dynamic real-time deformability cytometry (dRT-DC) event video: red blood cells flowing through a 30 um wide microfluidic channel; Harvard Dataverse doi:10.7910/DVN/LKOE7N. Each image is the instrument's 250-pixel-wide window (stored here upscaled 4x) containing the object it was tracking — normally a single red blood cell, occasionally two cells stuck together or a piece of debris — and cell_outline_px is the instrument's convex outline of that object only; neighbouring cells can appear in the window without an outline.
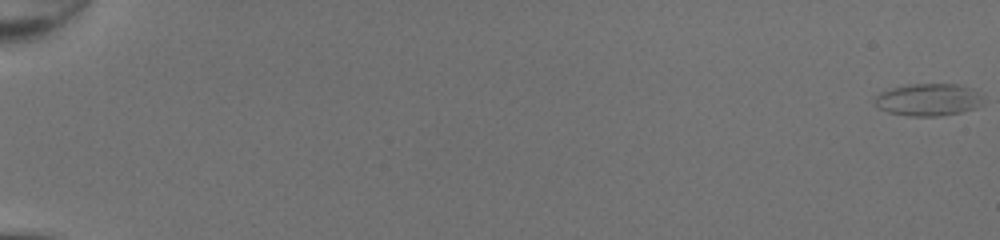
{"species": "common noctule bat (a hibernating species)", "species_latin": "Nyctalus noctula", "temperature_condition": "room temperature", "stored_images_in_passage": 52, "camera_frame_rate_fps": 3000, "um_per_image_px": 0.085, "animal": {"sex": "female", "body_mass_g": 20.0, "forearm_length_mm": 54.0}, "frame": {"image": 1, "passage_image": 1, "time_ms": 0.0, "image_size_px": [1000, 240], "cell_outline_px": [[984, 104], [976, 108], [960, 112], [940, 116], [908, 116], [888, 112], [880, 108], [876, 104], [876, 96], [880, 92], [892, 88], [908, 84], [956, 84], [972, 88], [980, 96]], "centroid_in_image_um": [78.93, 8.48], "position_along_channel_um": 6.1, "area_um2": 20.29}}
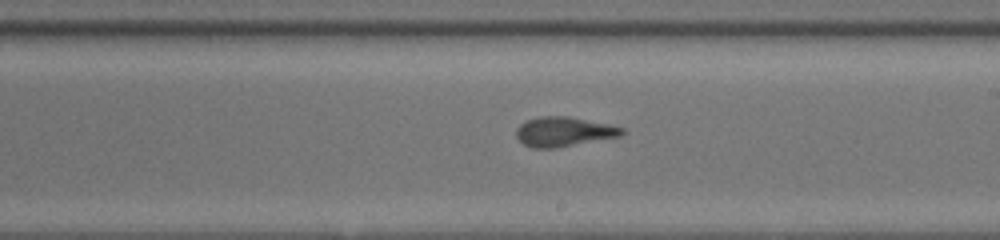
{"frame": {"image": 2, "passage_image": 33, "time_ms": 10.667, "image_size_px": [1000, 240], "cell_outline_px": [[628, 132], [620, 136], [552, 148], [532, 148], [524, 144], [516, 136], [516, 128], [520, 124], [528, 120], [540, 116], [568, 116], [608, 124], [624, 128]], "centroid_in_image_um": [47.92, 11.18], "position_along_channel_um": 241.1, "area_um2": 18.03}}
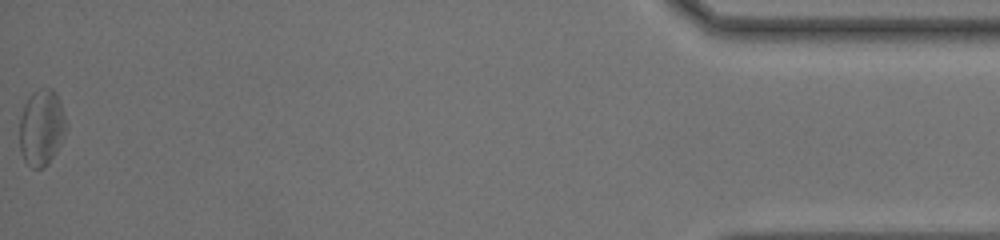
{"frame": {"image": 3, "passage_image": 52, "time_ms": 17.0, "image_size_px": [1000, 240], "cell_outline_px": [[68, 124], [60, 144], [48, 164], [40, 168], [32, 168], [24, 160], [20, 152], [20, 116], [24, 104], [32, 92], [48, 88], [52, 88], [56, 92], [60, 100]], "centroid_in_image_um": [3.54, 10.83], "position_along_channel_um": 431.7, "area_um2": 20.75}, "authors_computed_cell_mechanics": {"area_um2": 18.8428, "velocity_mm_per_s": 4.3129, "shape_relaxation_time_tau1_ms": 5.1921, "shape_relaxation_time_tau2_ms": 1.9, "deformation_change_tau1": 0.1728, "deformation_change_tau2": 0.1189}}